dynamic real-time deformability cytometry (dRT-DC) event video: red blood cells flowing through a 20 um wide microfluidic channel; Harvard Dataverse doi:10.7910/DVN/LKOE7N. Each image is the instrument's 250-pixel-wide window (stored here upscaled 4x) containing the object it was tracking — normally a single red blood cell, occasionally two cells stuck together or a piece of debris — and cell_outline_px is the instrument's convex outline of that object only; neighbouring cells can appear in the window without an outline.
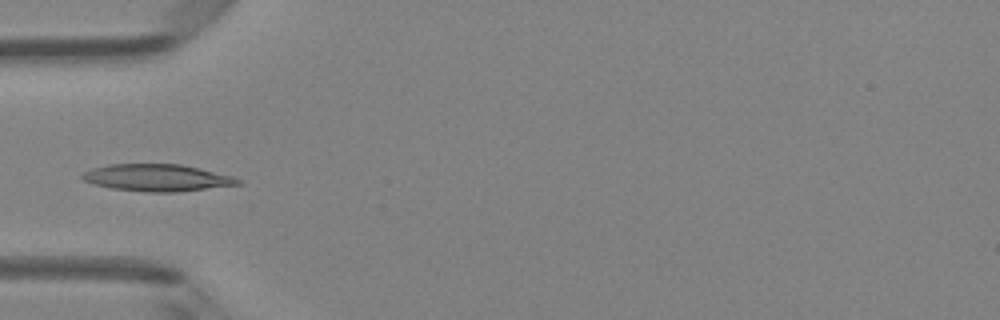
{"species": "Egyptian fruit bat (a non-hibernating species)", "species_latin": "Rousettus aegyptiacus", "temperature_condition": "room temperature", "stored_images_in_passage": 4, "camera_frame_rate_fps": 3000, "um_per_image_px": 0.085, "animal": {"sex": "female"}, "frame": {"image": 1, "passage_image": 4, "time_ms": 1.0, "image_size_px": [1000, 320], "cell_outline_px": [[244, 184], [176, 192], [144, 192], [112, 188], [92, 184], [84, 180], [80, 176], [84, 172], [92, 168], [108, 164], [180, 164], [200, 168], [232, 176], [240, 180]], "centroid_in_image_um": [13.35, 15.11], "position_along_channel_um": 71.7, "area_um2": 24.57}}